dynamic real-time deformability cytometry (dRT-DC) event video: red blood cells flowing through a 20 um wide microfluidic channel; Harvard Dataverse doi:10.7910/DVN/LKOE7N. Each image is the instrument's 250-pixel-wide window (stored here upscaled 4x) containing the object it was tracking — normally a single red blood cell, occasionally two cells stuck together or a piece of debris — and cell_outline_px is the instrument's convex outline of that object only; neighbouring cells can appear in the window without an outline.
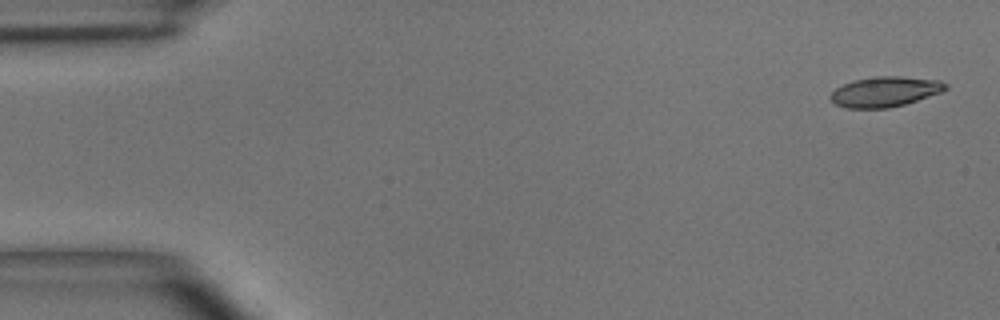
{"species": "common noctule bat (a hibernating species)", "species_latin": "Nyctalus noctula", "temperature_condition": "room temperature", "stored_images_in_passage": 5, "camera_frame_rate_fps": 3000, "um_per_image_px": 0.085, "animal": {"sex": "male", "body_mass_g": 15.6}, "frame": {"image": 1, "passage_image": 1, "time_ms": 0.0, "image_size_px": [1000, 320], "cell_outline_px": [[948, 88], [940, 92], [904, 104], [888, 108], [844, 108], [836, 104], [828, 96], [836, 88], [844, 84], [856, 80], [876, 76], [900, 76], [940, 80], [948, 84]], "centroid_in_image_um": [75.22, 7.79], "position_along_channel_um": 9.8, "area_um2": 20.06}}